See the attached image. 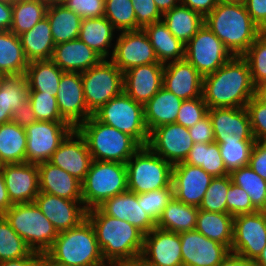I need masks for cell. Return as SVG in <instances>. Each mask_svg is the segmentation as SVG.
Wrapping results in <instances>:
<instances>
[{"label": "cell", "instance_id": "6da1fadb", "mask_svg": "<svg viewBox=\"0 0 266 266\" xmlns=\"http://www.w3.org/2000/svg\"><path fill=\"white\" fill-rule=\"evenodd\" d=\"M257 95L250 68L243 56L234 55L214 73L203 77L202 96L209 108H239Z\"/></svg>", "mask_w": 266, "mask_h": 266}, {"label": "cell", "instance_id": "7a4b0ae2", "mask_svg": "<svg viewBox=\"0 0 266 266\" xmlns=\"http://www.w3.org/2000/svg\"><path fill=\"white\" fill-rule=\"evenodd\" d=\"M103 259L122 261L139 258L144 234L128 221L106 215L99 207L87 210Z\"/></svg>", "mask_w": 266, "mask_h": 266}, {"label": "cell", "instance_id": "3957f363", "mask_svg": "<svg viewBox=\"0 0 266 266\" xmlns=\"http://www.w3.org/2000/svg\"><path fill=\"white\" fill-rule=\"evenodd\" d=\"M204 24L236 56H242L263 32L251 19L244 3L218 2L204 17Z\"/></svg>", "mask_w": 266, "mask_h": 266}, {"label": "cell", "instance_id": "277c9868", "mask_svg": "<svg viewBox=\"0 0 266 266\" xmlns=\"http://www.w3.org/2000/svg\"><path fill=\"white\" fill-rule=\"evenodd\" d=\"M45 254L65 266H95L105 261L94 228L87 218L78 226L59 232Z\"/></svg>", "mask_w": 266, "mask_h": 266}, {"label": "cell", "instance_id": "5b68a950", "mask_svg": "<svg viewBox=\"0 0 266 266\" xmlns=\"http://www.w3.org/2000/svg\"><path fill=\"white\" fill-rule=\"evenodd\" d=\"M76 129L84 137L93 160L125 164L141 147L133 137L102 123L94 115Z\"/></svg>", "mask_w": 266, "mask_h": 266}, {"label": "cell", "instance_id": "8992f818", "mask_svg": "<svg viewBox=\"0 0 266 266\" xmlns=\"http://www.w3.org/2000/svg\"><path fill=\"white\" fill-rule=\"evenodd\" d=\"M3 216L33 252L45 254L58 236L53 224L34 202L13 204Z\"/></svg>", "mask_w": 266, "mask_h": 266}, {"label": "cell", "instance_id": "52a82bcc", "mask_svg": "<svg viewBox=\"0 0 266 266\" xmlns=\"http://www.w3.org/2000/svg\"><path fill=\"white\" fill-rule=\"evenodd\" d=\"M128 191L136 194L172 187L173 165L141 146L125 163Z\"/></svg>", "mask_w": 266, "mask_h": 266}, {"label": "cell", "instance_id": "ba28073f", "mask_svg": "<svg viewBox=\"0 0 266 266\" xmlns=\"http://www.w3.org/2000/svg\"><path fill=\"white\" fill-rule=\"evenodd\" d=\"M128 191L126 164L93 160L82 182V200L89 210L106 199Z\"/></svg>", "mask_w": 266, "mask_h": 266}, {"label": "cell", "instance_id": "9c48e42d", "mask_svg": "<svg viewBox=\"0 0 266 266\" xmlns=\"http://www.w3.org/2000/svg\"><path fill=\"white\" fill-rule=\"evenodd\" d=\"M93 115L102 123L130 135L141 146H147L149 131L144 120V105L135 102L124 91Z\"/></svg>", "mask_w": 266, "mask_h": 266}, {"label": "cell", "instance_id": "30bf717a", "mask_svg": "<svg viewBox=\"0 0 266 266\" xmlns=\"http://www.w3.org/2000/svg\"><path fill=\"white\" fill-rule=\"evenodd\" d=\"M85 103L94 114L123 92V72L109 59L81 72Z\"/></svg>", "mask_w": 266, "mask_h": 266}, {"label": "cell", "instance_id": "8fae6325", "mask_svg": "<svg viewBox=\"0 0 266 266\" xmlns=\"http://www.w3.org/2000/svg\"><path fill=\"white\" fill-rule=\"evenodd\" d=\"M234 55L205 25L185 44V59L204 77L214 73Z\"/></svg>", "mask_w": 266, "mask_h": 266}, {"label": "cell", "instance_id": "7c38bea8", "mask_svg": "<svg viewBox=\"0 0 266 266\" xmlns=\"http://www.w3.org/2000/svg\"><path fill=\"white\" fill-rule=\"evenodd\" d=\"M73 129L66 121H36L27 126L26 162L40 164L49 161Z\"/></svg>", "mask_w": 266, "mask_h": 266}, {"label": "cell", "instance_id": "4fadbf2b", "mask_svg": "<svg viewBox=\"0 0 266 266\" xmlns=\"http://www.w3.org/2000/svg\"><path fill=\"white\" fill-rule=\"evenodd\" d=\"M266 248V214L257 211L234 217L231 252L256 260Z\"/></svg>", "mask_w": 266, "mask_h": 266}, {"label": "cell", "instance_id": "5bb4252c", "mask_svg": "<svg viewBox=\"0 0 266 266\" xmlns=\"http://www.w3.org/2000/svg\"><path fill=\"white\" fill-rule=\"evenodd\" d=\"M109 58L123 73L130 68L160 63L143 29L118 32Z\"/></svg>", "mask_w": 266, "mask_h": 266}, {"label": "cell", "instance_id": "9a60e30c", "mask_svg": "<svg viewBox=\"0 0 266 266\" xmlns=\"http://www.w3.org/2000/svg\"><path fill=\"white\" fill-rule=\"evenodd\" d=\"M188 128L171 123L159 126L149 133L147 146L172 165L184 162L193 147Z\"/></svg>", "mask_w": 266, "mask_h": 266}, {"label": "cell", "instance_id": "2e32d148", "mask_svg": "<svg viewBox=\"0 0 266 266\" xmlns=\"http://www.w3.org/2000/svg\"><path fill=\"white\" fill-rule=\"evenodd\" d=\"M183 266H219L231 250L200 232H180Z\"/></svg>", "mask_w": 266, "mask_h": 266}, {"label": "cell", "instance_id": "e0dca14e", "mask_svg": "<svg viewBox=\"0 0 266 266\" xmlns=\"http://www.w3.org/2000/svg\"><path fill=\"white\" fill-rule=\"evenodd\" d=\"M62 118L77 128L93 114L88 110L80 72H64L56 95Z\"/></svg>", "mask_w": 266, "mask_h": 266}, {"label": "cell", "instance_id": "ac0fdd59", "mask_svg": "<svg viewBox=\"0 0 266 266\" xmlns=\"http://www.w3.org/2000/svg\"><path fill=\"white\" fill-rule=\"evenodd\" d=\"M207 114L211 119L214 142L256 141L245 107L209 108Z\"/></svg>", "mask_w": 266, "mask_h": 266}, {"label": "cell", "instance_id": "d6986e66", "mask_svg": "<svg viewBox=\"0 0 266 266\" xmlns=\"http://www.w3.org/2000/svg\"><path fill=\"white\" fill-rule=\"evenodd\" d=\"M179 233L154 228L144 235L141 258L150 266H183Z\"/></svg>", "mask_w": 266, "mask_h": 266}, {"label": "cell", "instance_id": "ffe728a7", "mask_svg": "<svg viewBox=\"0 0 266 266\" xmlns=\"http://www.w3.org/2000/svg\"><path fill=\"white\" fill-rule=\"evenodd\" d=\"M212 176L199 166L181 162L173 165L172 187L174 198L187 205L200 206Z\"/></svg>", "mask_w": 266, "mask_h": 266}, {"label": "cell", "instance_id": "44dd1931", "mask_svg": "<svg viewBox=\"0 0 266 266\" xmlns=\"http://www.w3.org/2000/svg\"><path fill=\"white\" fill-rule=\"evenodd\" d=\"M34 203L58 233L76 227L86 219L87 209L83 200H69L39 192Z\"/></svg>", "mask_w": 266, "mask_h": 266}, {"label": "cell", "instance_id": "7402d4cb", "mask_svg": "<svg viewBox=\"0 0 266 266\" xmlns=\"http://www.w3.org/2000/svg\"><path fill=\"white\" fill-rule=\"evenodd\" d=\"M93 159L84 137L74 128L52 154L49 162L83 182Z\"/></svg>", "mask_w": 266, "mask_h": 266}, {"label": "cell", "instance_id": "603a6c76", "mask_svg": "<svg viewBox=\"0 0 266 266\" xmlns=\"http://www.w3.org/2000/svg\"><path fill=\"white\" fill-rule=\"evenodd\" d=\"M1 172L12 204L34 202L40 192L38 164H3Z\"/></svg>", "mask_w": 266, "mask_h": 266}, {"label": "cell", "instance_id": "cb8c5ba5", "mask_svg": "<svg viewBox=\"0 0 266 266\" xmlns=\"http://www.w3.org/2000/svg\"><path fill=\"white\" fill-rule=\"evenodd\" d=\"M164 64L152 63L123 73V91L135 102L146 104L163 87Z\"/></svg>", "mask_w": 266, "mask_h": 266}, {"label": "cell", "instance_id": "d4e9b609", "mask_svg": "<svg viewBox=\"0 0 266 266\" xmlns=\"http://www.w3.org/2000/svg\"><path fill=\"white\" fill-rule=\"evenodd\" d=\"M98 207L106 215L128 221L144 235L156 228V222L142 207V198L131 191H126L106 199Z\"/></svg>", "mask_w": 266, "mask_h": 266}, {"label": "cell", "instance_id": "484cf974", "mask_svg": "<svg viewBox=\"0 0 266 266\" xmlns=\"http://www.w3.org/2000/svg\"><path fill=\"white\" fill-rule=\"evenodd\" d=\"M163 87L182 100L202 96L203 76L186 59L164 64Z\"/></svg>", "mask_w": 266, "mask_h": 266}, {"label": "cell", "instance_id": "4316f807", "mask_svg": "<svg viewBox=\"0 0 266 266\" xmlns=\"http://www.w3.org/2000/svg\"><path fill=\"white\" fill-rule=\"evenodd\" d=\"M39 189L69 200H82V182L49 161L38 164Z\"/></svg>", "mask_w": 266, "mask_h": 266}, {"label": "cell", "instance_id": "83f0119b", "mask_svg": "<svg viewBox=\"0 0 266 266\" xmlns=\"http://www.w3.org/2000/svg\"><path fill=\"white\" fill-rule=\"evenodd\" d=\"M51 60L64 72H84L102 58L79 38L56 44Z\"/></svg>", "mask_w": 266, "mask_h": 266}, {"label": "cell", "instance_id": "f1b7e54d", "mask_svg": "<svg viewBox=\"0 0 266 266\" xmlns=\"http://www.w3.org/2000/svg\"><path fill=\"white\" fill-rule=\"evenodd\" d=\"M116 29L105 17L82 19L79 39L93 49L102 59L112 55ZM111 48V50H110Z\"/></svg>", "mask_w": 266, "mask_h": 266}, {"label": "cell", "instance_id": "f546056e", "mask_svg": "<svg viewBox=\"0 0 266 266\" xmlns=\"http://www.w3.org/2000/svg\"><path fill=\"white\" fill-rule=\"evenodd\" d=\"M182 101L162 87L144 104V120L149 133L159 126L175 123Z\"/></svg>", "mask_w": 266, "mask_h": 266}, {"label": "cell", "instance_id": "4dcf8cb0", "mask_svg": "<svg viewBox=\"0 0 266 266\" xmlns=\"http://www.w3.org/2000/svg\"><path fill=\"white\" fill-rule=\"evenodd\" d=\"M157 59L162 64L185 59V44L177 39L160 20L143 28Z\"/></svg>", "mask_w": 266, "mask_h": 266}, {"label": "cell", "instance_id": "1f68e13d", "mask_svg": "<svg viewBox=\"0 0 266 266\" xmlns=\"http://www.w3.org/2000/svg\"><path fill=\"white\" fill-rule=\"evenodd\" d=\"M19 39L29 62L52 58L55 43L47 17L36 23L30 30L20 34Z\"/></svg>", "mask_w": 266, "mask_h": 266}, {"label": "cell", "instance_id": "d6a6232c", "mask_svg": "<svg viewBox=\"0 0 266 266\" xmlns=\"http://www.w3.org/2000/svg\"><path fill=\"white\" fill-rule=\"evenodd\" d=\"M28 95L25 75L0 77V125L11 121L13 111L28 99Z\"/></svg>", "mask_w": 266, "mask_h": 266}, {"label": "cell", "instance_id": "836d02e7", "mask_svg": "<svg viewBox=\"0 0 266 266\" xmlns=\"http://www.w3.org/2000/svg\"><path fill=\"white\" fill-rule=\"evenodd\" d=\"M162 21L177 39L186 44L203 26L204 17L180 3L165 12Z\"/></svg>", "mask_w": 266, "mask_h": 266}, {"label": "cell", "instance_id": "e575fe53", "mask_svg": "<svg viewBox=\"0 0 266 266\" xmlns=\"http://www.w3.org/2000/svg\"><path fill=\"white\" fill-rule=\"evenodd\" d=\"M46 17L50 23L55 45L79 37L82 18L64 4L48 5Z\"/></svg>", "mask_w": 266, "mask_h": 266}, {"label": "cell", "instance_id": "d590c367", "mask_svg": "<svg viewBox=\"0 0 266 266\" xmlns=\"http://www.w3.org/2000/svg\"><path fill=\"white\" fill-rule=\"evenodd\" d=\"M199 208L187 205L174 197L167 203L156 222V227L169 232L193 231Z\"/></svg>", "mask_w": 266, "mask_h": 266}, {"label": "cell", "instance_id": "8d00e7d4", "mask_svg": "<svg viewBox=\"0 0 266 266\" xmlns=\"http://www.w3.org/2000/svg\"><path fill=\"white\" fill-rule=\"evenodd\" d=\"M234 217L228 213L210 212L199 209L195 230L231 249Z\"/></svg>", "mask_w": 266, "mask_h": 266}, {"label": "cell", "instance_id": "74e56055", "mask_svg": "<svg viewBox=\"0 0 266 266\" xmlns=\"http://www.w3.org/2000/svg\"><path fill=\"white\" fill-rule=\"evenodd\" d=\"M63 73L51 59L31 61L25 72L28 89L56 96Z\"/></svg>", "mask_w": 266, "mask_h": 266}, {"label": "cell", "instance_id": "f35d334b", "mask_svg": "<svg viewBox=\"0 0 266 266\" xmlns=\"http://www.w3.org/2000/svg\"><path fill=\"white\" fill-rule=\"evenodd\" d=\"M28 65L19 36L0 31V75H25Z\"/></svg>", "mask_w": 266, "mask_h": 266}, {"label": "cell", "instance_id": "ab89813d", "mask_svg": "<svg viewBox=\"0 0 266 266\" xmlns=\"http://www.w3.org/2000/svg\"><path fill=\"white\" fill-rule=\"evenodd\" d=\"M26 130L10 121L0 125V162L2 164L26 162Z\"/></svg>", "mask_w": 266, "mask_h": 266}, {"label": "cell", "instance_id": "60d3db41", "mask_svg": "<svg viewBox=\"0 0 266 266\" xmlns=\"http://www.w3.org/2000/svg\"><path fill=\"white\" fill-rule=\"evenodd\" d=\"M184 163L199 166L212 177L229 175L218 143H194Z\"/></svg>", "mask_w": 266, "mask_h": 266}, {"label": "cell", "instance_id": "b9f144b4", "mask_svg": "<svg viewBox=\"0 0 266 266\" xmlns=\"http://www.w3.org/2000/svg\"><path fill=\"white\" fill-rule=\"evenodd\" d=\"M48 5L42 0H17L12 4V25L10 31L15 35L30 30L46 17Z\"/></svg>", "mask_w": 266, "mask_h": 266}, {"label": "cell", "instance_id": "7bdbcfd3", "mask_svg": "<svg viewBox=\"0 0 266 266\" xmlns=\"http://www.w3.org/2000/svg\"><path fill=\"white\" fill-rule=\"evenodd\" d=\"M229 175L232 183L248 193L251 203L258 211L266 210V180L249 165L234 170Z\"/></svg>", "mask_w": 266, "mask_h": 266}, {"label": "cell", "instance_id": "ee69618b", "mask_svg": "<svg viewBox=\"0 0 266 266\" xmlns=\"http://www.w3.org/2000/svg\"><path fill=\"white\" fill-rule=\"evenodd\" d=\"M32 250L0 215V262L27 257Z\"/></svg>", "mask_w": 266, "mask_h": 266}, {"label": "cell", "instance_id": "f6af8a7d", "mask_svg": "<svg viewBox=\"0 0 266 266\" xmlns=\"http://www.w3.org/2000/svg\"><path fill=\"white\" fill-rule=\"evenodd\" d=\"M104 16L116 31H136L137 21L131 0H105Z\"/></svg>", "mask_w": 266, "mask_h": 266}, {"label": "cell", "instance_id": "bcb514c9", "mask_svg": "<svg viewBox=\"0 0 266 266\" xmlns=\"http://www.w3.org/2000/svg\"><path fill=\"white\" fill-rule=\"evenodd\" d=\"M248 62L256 88L266 83V32H262L242 55Z\"/></svg>", "mask_w": 266, "mask_h": 266}, {"label": "cell", "instance_id": "7dc6e473", "mask_svg": "<svg viewBox=\"0 0 266 266\" xmlns=\"http://www.w3.org/2000/svg\"><path fill=\"white\" fill-rule=\"evenodd\" d=\"M215 143L219 144L220 153L229 174L234 170L249 165L250 155L255 141Z\"/></svg>", "mask_w": 266, "mask_h": 266}, {"label": "cell", "instance_id": "c3c4849f", "mask_svg": "<svg viewBox=\"0 0 266 266\" xmlns=\"http://www.w3.org/2000/svg\"><path fill=\"white\" fill-rule=\"evenodd\" d=\"M231 183L232 180L230 175L213 177L199 209L210 212L227 213L226 196Z\"/></svg>", "mask_w": 266, "mask_h": 266}, {"label": "cell", "instance_id": "681fc988", "mask_svg": "<svg viewBox=\"0 0 266 266\" xmlns=\"http://www.w3.org/2000/svg\"><path fill=\"white\" fill-rule=\"evenodd\" d=\"M28 100L37 121H65L60 114L56 96L41 91H29Z\"/></svg>", "mask_w": 266, "mask_h": 266}, {"label": "cell", "instance_id": "f907efd6", "mask_svg": "<svg viewBox=\"0 0 266 266\" xmlns=\"http://www.w3.org/2000/svg\"><path fill=\"white\" fill-rule=\"evenodd\" d=\"M142 198V207L144 211L157 222L167 203L174 197L173 187L152 190L146 193L138 194Z\"/></svg>", "mask_w": 266, "mask_h": 266}, {"label": "cell", "instance_id": "816d5d0a", "mask_svg": "<svg viewBox=\"0 0 266 266\" xmlns=\"http://www.w3.org/2000/svg\"><path fill=\"white\" fill-rule=\"evenodd\" d=\"M208 113V106L203 99V96L194 99L183 100L178 111L176 124L182 125L185 128L194 126Z\"/></svg>", "mask_w": 266, "mask_h": 266}, {"label": "cell", "instance_id": "f5cc1de1", "mask_svg": "<svg viewBox=\"0 0 266 266\" xmlns=\"http://www.w3.org/2000/svg\"><path fill=\"white\" fill-rule=\"evenodd\" d=\"M245 108L254 139L266 142V103L256 95L247 102Z\"/></svg>", "mask_w": 266, "mask_h": 266}, {"label": "cell", "instance_id": "db71d44e", "mask_svg": "<svg viewBox=\"0 0 266 266\" xmlns=\"http://www.w3.org/2000/svg\"><path fill=\"white\" fill-rule=\"evenodd\" d=\"M226 204L227 213L233 217L258 211L251 203L248 193L234 183H231L227 191Z\"/></svg>", "mask_w": 266, "mask_h": 266}, {"label": "cell", "instance_id": "11a10c76", "mask_svg": "<svg viewBox=\"0 0 266 266\" xmlns=\"http://www.w3.org/2000/svg\"><path fill=\"white\" fill-rule=\"evenodd\" d=\"M137 21V30L162 20V13L157 8L154 0H131Z\"/></svg>", "mask_w": 266, "mask_h": 266}, {"label": "cell", "instance_id": "9f6ffc18", "mask_svg": "<svg viewBox=\"0 0 266 266\" xmlns=\"http://www.w3.org/2000/svg\"><path fill=\"white\" fill-rule=\"evenodd\" d=\"M63 4L82 19L104 16L105 0H66Z\"/></svg>", "mask_w": 266, "mask_h": 266}, {"label": "cell", "instance_id": "6f0895ef", "mask_svg": "<svg viewBox=\"0 0 266 266\" xmlns=\"http://www.w3.org/2000/svg\"><path fill=\"white\" fill-rule=\"evenodd\" d=\"M188 131L194 143H214L213 127L208 114L188 128Z\"/></svg>", "mask_w": 266, "mask_h": 266}, {"label": "cell", "instance_id": "680465c9", "mask_svg": "<svg viewBox=\"0 0 266 266\" xmlns=\"http://www.w3.org/2000/svg\"><path fill=\"white\" fill-rule=\"evenodd\" d=\"M249 166L264 180H266V142L255 141Z\"/></svg>", "mask_w": 266, "mask_h": 266}, {"label": "cell", "instance_id": "91938a15", "mask_svg": "<svg viewBox=\"0 0 266 266\" xmlns=\"http://www.w3.org/2000/svg\"><path fill=\"white\" fill-rule=\"evenodd\" d=\"M244 4L251 19L266 31V0H246Z\"/></svg>", "mask_w": 266, "mask_h": 266}, {"label": "cell", "instance_id": "94428289", "mask_svg": "<svg viewBox=\"0 0 266 266\" xmlns=\"http://www.w3.org/2000/svg\"><path fill=\"white\" fill-rule=\"evenodd\" d=\"M11 121L23 128L37 121L32 110V105L28 99L18 109L13 111Z\"/></svg>", "mask_w": 266, "mask_h": 266}, {"label": "cell", "instance_id": "6125c7cd", "mask_svg": "<svg viewBox=\"0 0 266 266\" xmlns=\"http://www.w3.org/2000/svg\"><path fill=\"white\" fill-rule=\"evenodd\" d=\"M180 3L205 17L216 7L218 0H180Z\"/></svg>", "mask_w": 266, "mask_h": 266}, {"label": "cell", "instance_id": "be15d7a7", "mask_svg": "<svg viewBox=\"0 0 266 266\" xmlns=\"http://www.w3.org/2000/svg\"><path fill=\"white\" fill-rule=\"evenodd\" d=\"M0 266H41V254L32 251L27 257L2 261Z\"/></svg>", "mask_w": 266, "mask_h": 266}, {"label": "cell", "instance_id": "e7e4bbea", "mask_svg": "<svg viewBox=\"0 0 266 266\" xmlns=\"http://www.w3.org/2000/svg\"><path fill=\"white\" fill-rule=\"evenodd\" d=\"M12 25V4L0 2V31L10 30Z\"/></svg>", "mask_w": 266, "mask_h": 266}, {"label": "cell", "instance_id": "03108f58", "mask_svg": "<svg viewBox=\"0 0 266 266\" xmlns=\"http://www.w3.org/2000/svg\"><path fill=\"white\" fill-rule=\"evenodd\" d=\"M219 266H257L255 260L230 252Z\"/></svg>", "mask_w": 266, "mask_h": 266}, {"label": "cell", "instance_id": "003e7915", "mask_svg": "<svg viewBox=\"0 0 266 266\" xmlns=\"http://www.w3.org/2000/svg\"><path fill=\"white\" fill-rule=\"evenodd\" d=\"M12 205L13 204L8 196L3 174L0 171V215H3Z\"/></svg>", "mask_w": 266, "mask_h": 266}, {"label": "cell", "instance_id": "a7ac6f4b", "mask_svg": "<svg viewBox=\"0 0 266 266\" xmlns=\"http://www.w3.org/2000/svg\"><path fill=\"white\" fill-rule=\"evenodd\" d=\"M154 2L162 14L180 4V0H154Z\"/></svg>", "mask_w": 266, "mask_h": 266}, {"label": "cell", "instance_id": "89a4df30", "mask_svg": "<svg viewBox=\"0 0 266 266\" xmlns=\"http://www.w3.org/2000/svg\"><path fill=\"white\" fill-rule=\"evenodd\" d=\"M118 266H150L141 257L132 260L118 261Z\"/></svg>", "mask_w": 266, "mask_h": 266}, {"label": "cell", "instance_id": "2644e50d", "mask_svg": "<svg viewBox=\"0 0 266 266\" xmlns=\"http://www.w3.org/2000/svg\"><path fill=\"white\" fill-rule=\"evenodd\" d=\"M41 266H65L51 260L46 254H41Z\"/></svg>", "mask_w": 266, "mask_h": 266}, {"label": "cell", "instance_id": "8c879c8a", "mask_svg": "<svg viewBox=\"0 0 266 266\" xmlns=\"http://www.w3.org/2000/svg\"><path fill=\"white\" fill-rule=\"evenodd\" d=\"M257 96L266 103V83L257 88Z\"/></svg>", "mask_w": 266, "mask_h": 266}, {"label": "cell", "instance_id": "753ad0ef", "mask_svg": "<svg viewBox=\"0 0 266 266\" xmlns=\"http://www.w3.org/2000/svg\"><path fill=\"white\" fill-rule=\"evenodd\" d=\"M257 266H266V248L261 252L259 257L255 260Z\"/></svg>", "mask_w": 266, "mask_h": 266}, {"label": "cell", "instance_id": "34e18365", "mask_svg": "<svg viewBox=\"0 0 266 266\" xmlns=\"http://www.w3.org/2000/svg\"><path fill=\"white\" fill-rule=\"evenodd\" d=\"M95 266H118V261H104L103 263H100Z\"/></svg>", "mask_w": 266, "mask_h": 266}, {"label": "cell", "instance_id": "11e5206c", "mask_svg": "<svg viewBox=\"0 0 266 266\" xmlns=\"http://www.w3.org/2000/svg\"><path fill=\"white\" fill-rule=\"evenodd\" d=\"M45 2L47 5H52V4H63L66 0H42Z\"/></svg>", "mask_w": 266, "mask_h": 266}, {"label": "cell", "instance_id": "2a66077c", "mask_svg": "<svg viewBox=\"0 0 266 266\" xmlns=\"http://www.w3.org/2000/svg\"><path fill=\"white\" fill-rule=\"evenodd\" d=\"M246 0H218V2L222 3H245Z\"/></svg>", "mask_w": 266, "mask_h": 266}, {"label": "cell", "instance_id": "b9fcfbb0", "mask_svg": "<svg viewBox=\"0 0 266 266\" xmlns=\"http://www.w3.org/2000/svg\"><path fill=\"white\" fill-rule=\"evenodd\" d=\"M17 0H0V2L14 4Z\"/></svg>", "mask_w": 266, "mask_h": 266}]
</instances>
